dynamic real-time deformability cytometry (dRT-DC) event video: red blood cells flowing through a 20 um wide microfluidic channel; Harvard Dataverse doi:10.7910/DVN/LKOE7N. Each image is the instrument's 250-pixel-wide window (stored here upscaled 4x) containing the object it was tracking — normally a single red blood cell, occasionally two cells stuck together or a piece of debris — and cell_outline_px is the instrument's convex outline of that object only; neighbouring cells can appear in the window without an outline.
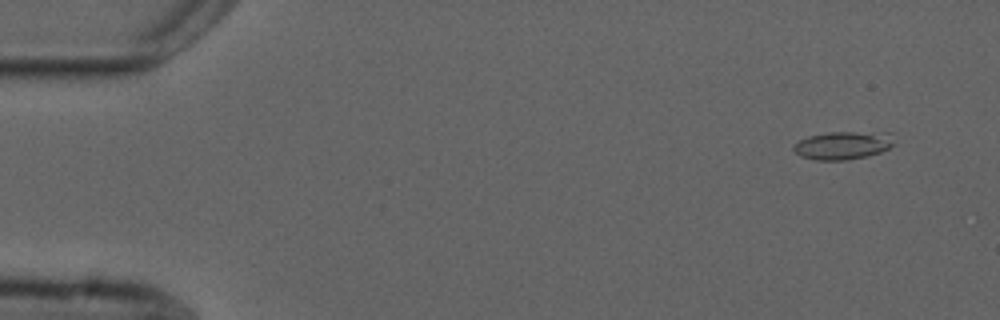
{"species": "common noctule bat (a hibernating species)", "species_latin": "Nyctalus noctula", "temperature_condition": "cold", "stored_images_in_passage": 6, "camera_frame_rate_fps": 3000, "um_per_image_px": 0.085, "animal": {"sex": "male", "forearm_length_mm": 52.5}, "frame": {"image": 1, "passage_image": 2, "time_ms": 1.0, "image_size_px": [1000, 320], "cell_outline_px": [[892, 144], [888, 148], [880, 152], [868, 156], [844, 160], [816, 160], [800, 156], [792, 148], [800, 140], [808, 136], [828, 132], [892, 132]], "centroid_in_image_um": [71.66, 12.34], "position_along_channel_um": 13.3, "area_um2": 16.36}}